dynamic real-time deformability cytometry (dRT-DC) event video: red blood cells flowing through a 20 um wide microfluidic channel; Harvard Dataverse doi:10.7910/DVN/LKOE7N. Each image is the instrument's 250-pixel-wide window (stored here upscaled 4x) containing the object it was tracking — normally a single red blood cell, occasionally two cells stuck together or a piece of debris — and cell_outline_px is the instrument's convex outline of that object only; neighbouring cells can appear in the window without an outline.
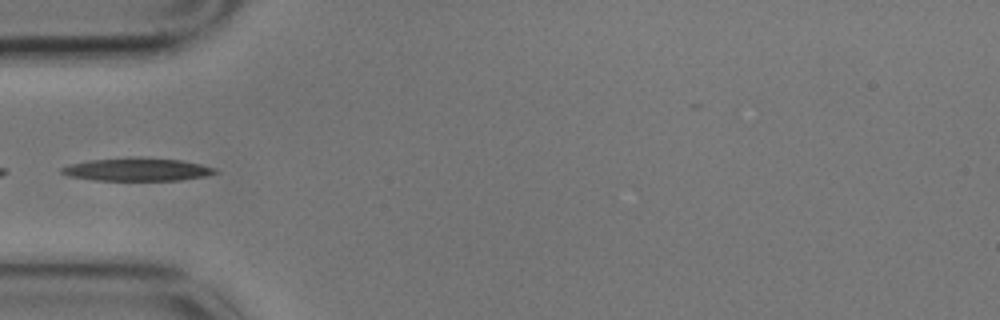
{"species": "common noctule bat (a hibernating species)", "species_latin": "Nyctalus noctula", "temperature_condition": "cold", "stored_images_in_passage": 39, "camera_frame_rate_fps": 3000, "um_per_image_px": 0.085, "animal": {"sex": "male", "body_mass_g": 17.9}, "frame": {"image": 1, "passage_image": 1, "time_ms": 0.0, "image_size_px": [1000, 320], "cell_outline_px": [[220, 172], [204, 176], [180, 180], [92, 180], [68, 176], [60, 172], [60, 168], [72, 164], [88, 160], [132, 156], [180, 160], [200, 164], [216, 168]], "centroid_in_image_um": [11.64, 14.39], "position_along_channel_um": 73.4, "area_um2": 20.69}}